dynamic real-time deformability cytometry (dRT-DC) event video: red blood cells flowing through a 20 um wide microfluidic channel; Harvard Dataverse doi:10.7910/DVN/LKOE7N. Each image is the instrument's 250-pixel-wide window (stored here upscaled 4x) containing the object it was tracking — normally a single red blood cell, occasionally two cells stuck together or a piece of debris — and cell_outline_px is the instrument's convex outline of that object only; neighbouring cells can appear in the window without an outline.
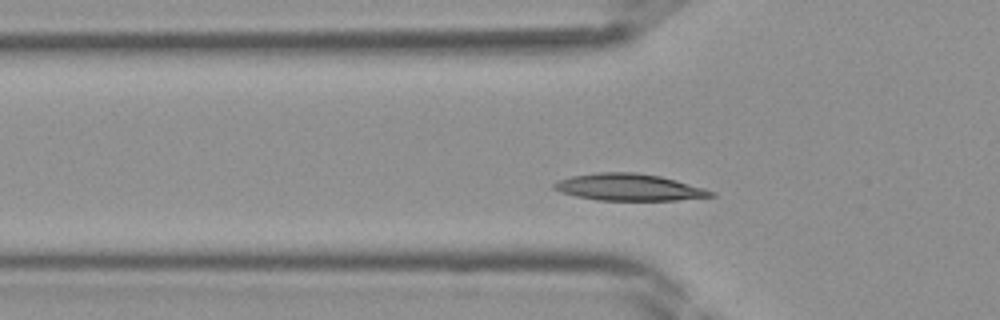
{"species": "Egyptian fruit bat (a non-hibernating species)", "species_latin": "Rousettus aegyptiacus", "temperature_condition": "room temperature", "stored_images_in_passage": 28, "camera_frame_rate_fps": 3000, "um_per_image_px": 0.085, "frame": {"image": 1, "passage_image": 5, "time_ms": 1.333, "image_size_px": [1000, 320], "cell_outline_px": [[716, 196], [676, 200], [596, 200], [576, 196], [560, 192], [552, 188], [552, 184], [560, 180], [572, 176], [596, 172], [636, 172], [660, 176], [676, 180], [704, 188], [716, 192]], "centroid_in_image_um": [53.47, 15.91], "position_along_channel_um": 72.3, "area_um2": 24.57}}
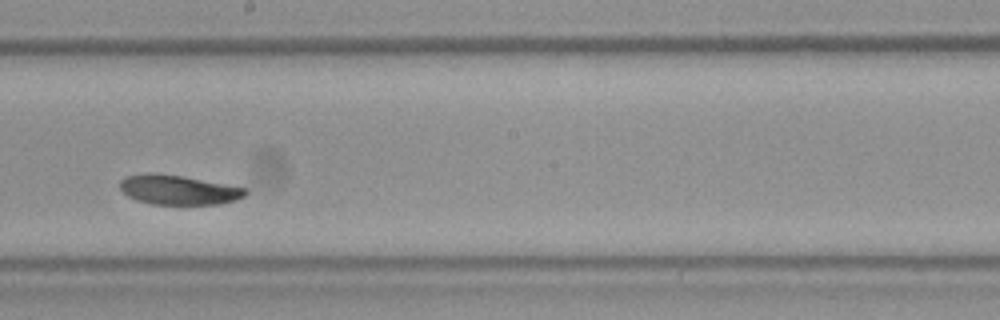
{"frame": {"image": 2, "passage_image": 15, "time_ms": 4.667, "image_size_px": [1000, 320], "cell_outline_px": [[248, 192], [244, 196], [236, 200], [220, 204], [152, 204], [136, 200], [128, 196], [120, 188], [120, 180], [124, 176], [144, 172], [152, 172], [180, 176], [248, 188]], "centroid_in_image_um": [15.14, 16.13], "position_along_channel_um": 233.1, "area_um2": 21.68}}
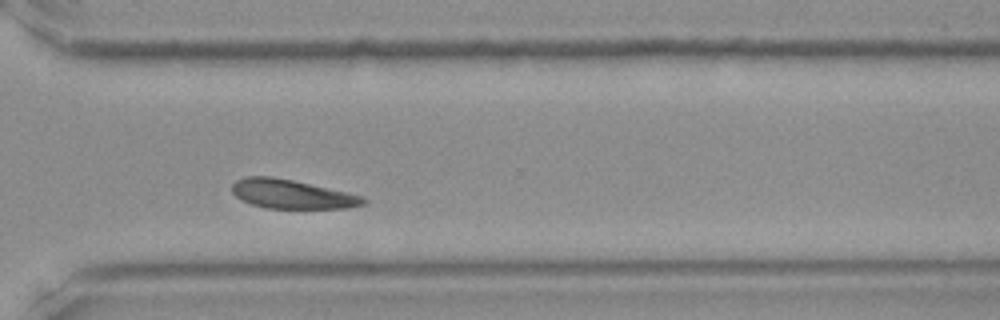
{"frame": {"image": 3, "passage_image": 22, "time_ms": 7.0, "image_size_px": [1000, 320], "cell_outline_px": [[368, 204], [348, 208], [268, 208], [252, 204], [236, 196], [232, 192], [232, 184], [236, 180], [244, 176], [272, 176], [292, 180], [348, 192], [360, 196], [368, 200]], "centroid_in_image_um": [24.83, 16.49], "position_along_channel_um": 345.8, "area_um2": 22.14}}